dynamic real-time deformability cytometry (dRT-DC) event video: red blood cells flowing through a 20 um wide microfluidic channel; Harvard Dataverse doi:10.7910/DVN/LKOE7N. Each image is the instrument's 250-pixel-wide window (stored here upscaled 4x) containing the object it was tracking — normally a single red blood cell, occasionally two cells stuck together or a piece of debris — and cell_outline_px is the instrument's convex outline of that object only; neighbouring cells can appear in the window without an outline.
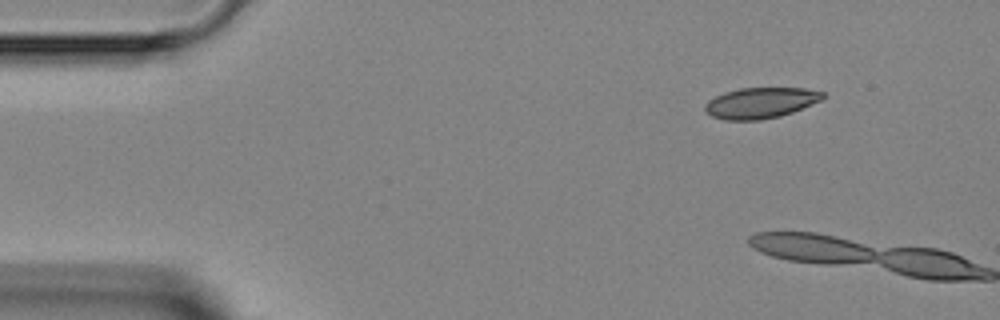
{"species": "Egyptian fruit bat (a non-hibernating species)", "species_latin": "Rousettus aegyptiacus", "temperature_condition": "room temperature", "stored_images_in_passage": 4, "camera_frame_rate_fps": 3000, "um_per_image_px": 0.085, "animal": {"sex": "female"}, "frame": {"image": 1, "passage_image": 1, "time_ms": 0.0, "image_size_px": [1000, 320], "cell_outline_px": [[824, 96], [820, 100], [792, 112], [780, 116], [760, 120], [724, 120], [712, 116], [704, 112], [704, 104], [708, 100], [724, 92], [740, 88], [804, 88], [824, 92]], "centroid_in_image_um": [64.59, 8.75], "position_along_channel_um": 20.4, "area_um2": 21.1}}